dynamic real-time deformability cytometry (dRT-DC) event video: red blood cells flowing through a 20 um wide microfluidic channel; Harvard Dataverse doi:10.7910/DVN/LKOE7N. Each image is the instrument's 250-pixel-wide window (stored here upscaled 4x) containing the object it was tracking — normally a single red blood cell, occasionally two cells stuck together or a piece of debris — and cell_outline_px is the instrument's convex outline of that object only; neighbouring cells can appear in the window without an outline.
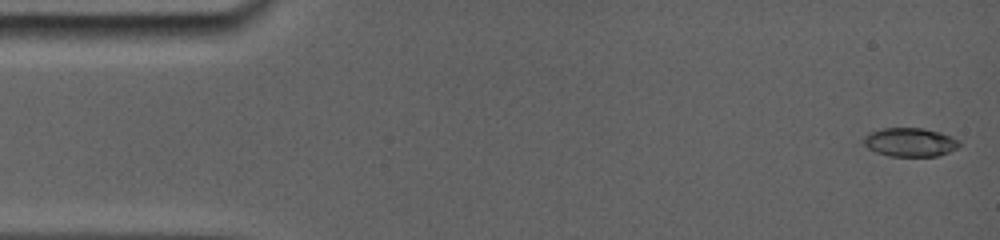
{"species": "common noctule bat (a hibernating species)", "species_latin": "Nyctalus noctula", "temperature_condition": "room temperature", "stored_images_in_passage": 5, "camera_frame_rate_fps": 5000, "um_per_image_px": 0.085, "animal": {"sex": "female", "body_mass_g": 19.0, "forearm_length_mm": 56.7}, "frame": {"image": 1, "passage_image": 1, "time_ms": 0.0, "image_size_px": [1000, 240], "cell_outline_px": [[956, 144], [944, 152], [936, 156], [896, 156], [880, 152], [872, 148], [868, 144], [868, 136], [872, 132], [884, 128], [920, 128], [936, 132], [948, 136], [956, 140]], "centroid_in_image_um": [77.35, 12.07], "position_along_channel_um": 7.7, "area_um2": 14.45}}
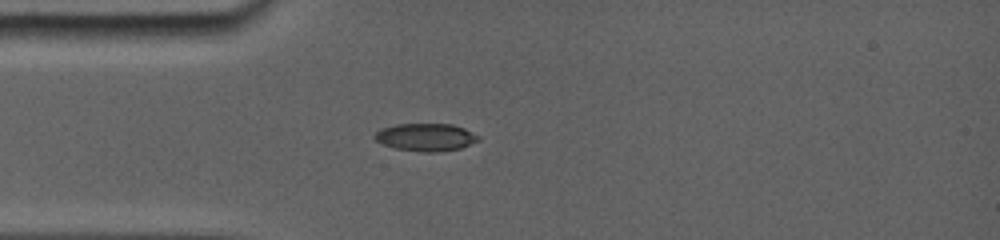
{"frame": {"image": 2, "passage_image": 5, "time_ms": 4.0, "image_size_px": [1000, 240], "cell_outline_px": [[476, 140], [460, 148], [396, 148], [384, 144], [376, 140], [376, 132], [384, 128], [396, 124], [452, 124], [464, 128], [476, 136]], "centroid_in_image_um": [36.14, 11.58], "position_along_channel_um": 48.9, "area_um2": 14.97}}